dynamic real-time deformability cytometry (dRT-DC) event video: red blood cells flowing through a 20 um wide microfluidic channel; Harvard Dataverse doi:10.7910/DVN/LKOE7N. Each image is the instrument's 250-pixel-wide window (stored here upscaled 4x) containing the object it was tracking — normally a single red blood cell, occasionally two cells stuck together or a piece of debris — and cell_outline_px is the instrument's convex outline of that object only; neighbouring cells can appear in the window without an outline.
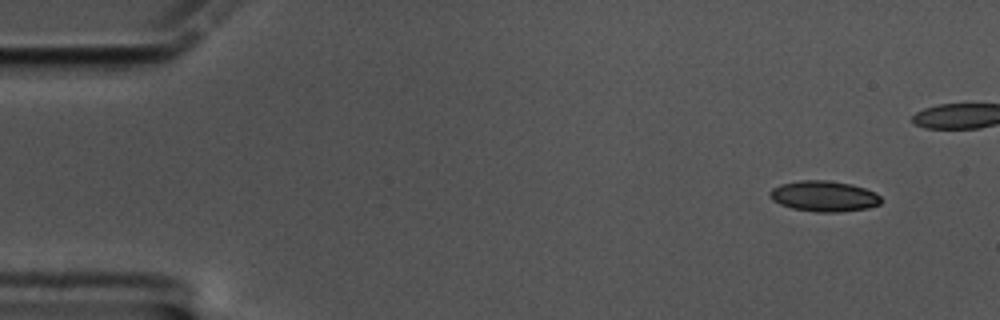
{"species": "common noctule bat (a hibernating species)", "species_latin": "Nyctalus noctula", "temperature_condition": "cold", "stored_images_in_passage": 45, "camera_frame_rate_fps": 3000, "um_per_image_px": 0.085, "animal": {"sex": "male", "body_mass_g": 17.5, "forearm_length_mm": 52.3}, "frame": {"image": 1, "passage_image": 1, "time_ms": 0.0, "image_size_px": [1000, 320], "cell_outline_px": [[884, 200], [880, 204], [868, 208], [840, 212], [816, 212], [792, 208], [780, 204], [772, 200], [768, 192], [772, 188], [780, 184], [800, 180], [828, 180], [852, 184], [876, 192]], "centroid_in_image_um": [70.06, 16.67], "position_along_channel_um": 14.9, "area_um2": 20.11}}
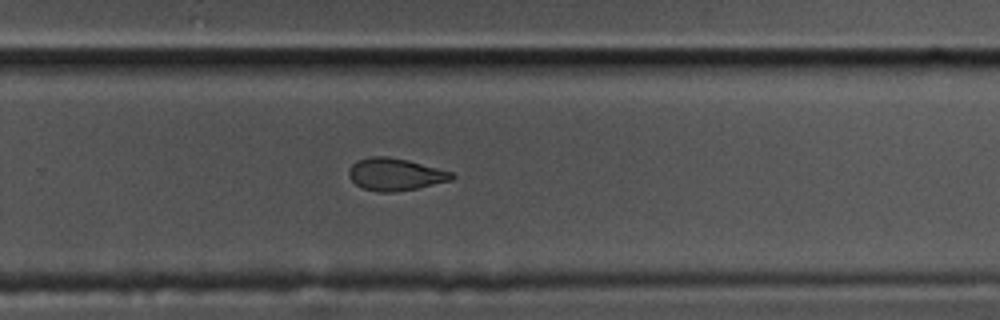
{"frame": {"image": 2, "passage_image": 35, "time_ms": 11.333, "image_size_px": [1000, 320], "cell_outline_px": [[456, 176], [452, 180], [416, 188], [396, 192], [376, 192], [364, 188], [356, 184], [348, 176], [348, 172], [352, 164], [356, 160], [372, 156], [384, 156], [408, 160], [452, 172]], "centroid_in_image_um": [33.58, 14.82], "position_along_channel_um": 296.2, "area_um2": 19.31}}
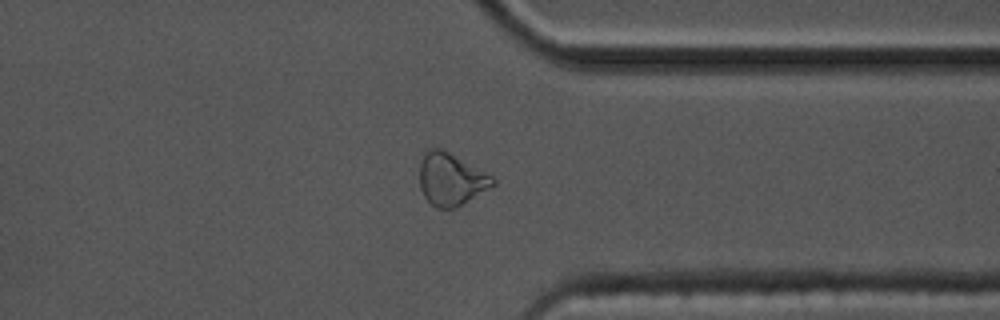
{"frame": {"image": 3, "passage_image": 42, "time_ms": 13.667, "image_size_px": [1000, 320], "cell_outline_px": [[496, 184], [456, 208], [436, 208], [424, 196], [420, 188], [420, 160], [424, 148], [440, 148], [448, 152], [492, 176], [496, 180]], "centroid_in_image_um": [38.3, 15.23], "position_along_channel_um": 373.1, "area_um2": 22.25}}